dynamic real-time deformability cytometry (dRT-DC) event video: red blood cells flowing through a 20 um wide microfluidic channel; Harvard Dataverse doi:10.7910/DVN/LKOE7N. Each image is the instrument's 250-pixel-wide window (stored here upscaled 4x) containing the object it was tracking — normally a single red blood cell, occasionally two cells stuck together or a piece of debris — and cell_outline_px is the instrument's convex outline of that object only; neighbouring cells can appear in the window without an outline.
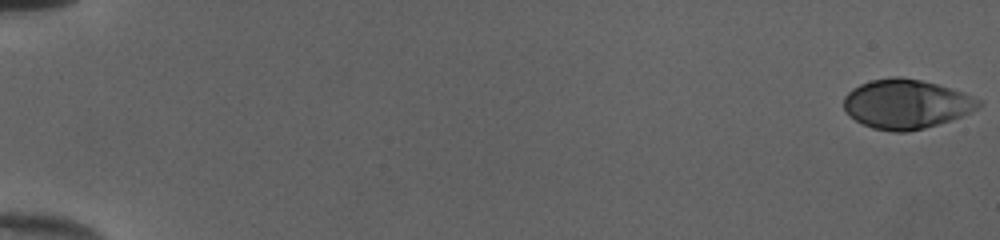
{"species": "human", "species_latin": "Homo sapiens", "temperature_condition": "cold", "stored_images_in_passage": 52, "camera_frame_rate_fps": 3000, "um_per_image_px": 0.085, "donor": {"sex": "female"}, "frame": {"image": 1, "passage_image": 1, "time_ms": 0.0, "image_size_px": [1000, 240], "cell_outline_px": [[984, 100], [976, 108], [952, 120], [924, 128], [908, 132], [892, 132], [872, 128], [856, 120], [844, 108], [844, 96], [852, 88], [860, 84], [872, 80], [892, 76], [900, 76], [920, 80], [936, 84], [964, 92]], "centroid_in_image_um": [77.03, 8.84], "position_along_channel_um": 8.0, "area_um2": 38.67}}
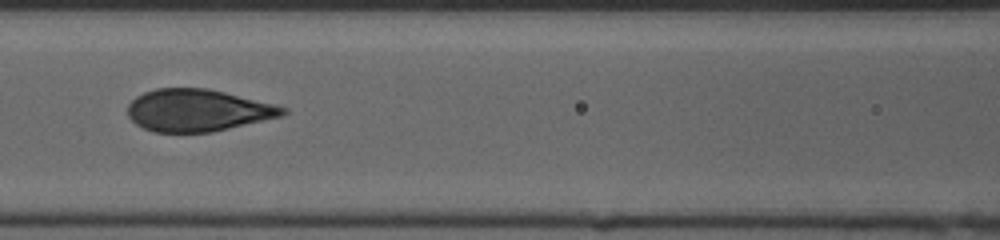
{"frame": {"image": 2, "passage_image": 26, "time_ms": 8.333, "image_size_px": [1000, 240], "cell_outline_px": [[288, 112], [284, 116], [212, 132], [152, 132], [136, 124], [128, 116], [128, 104], [136, 96], [144, 92], [156, 88], [208, 88], [288, 108]], "centroid_in_image_um": [16.8, 9.38], "position_along_channel_um": 149.8, "area_um2": 38.03}}
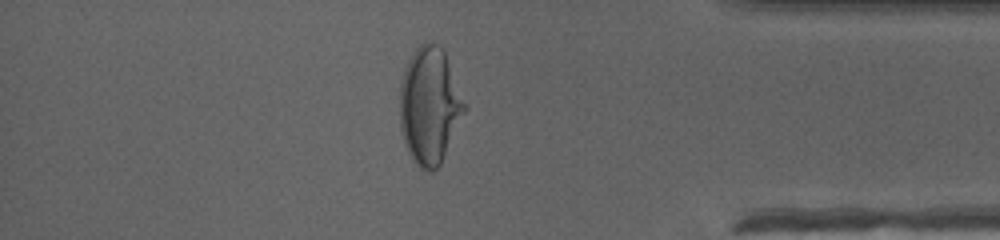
{"frame": {"image": 3, "passage_image": 46, "time_ms": 15.0, "image_size_px": [1000, 240], "cell_outline_px": [[468, 108], [440, 164], [432, 172], [428, 172], [420, 168], [412, 160], [404, 144], [400, 128], [400, 84], [404, 68], [412, 52], [424, 40], [440, 44], [444, 52], [468, 104]], "centroid_in_image_um": [36.53, 8.97], "position_along_channel_um": 398.7, "area_um2": 44.8}, "authors_computed_cell_mechanics": {"area_um2": 38.7838, "velocity_mm_per_s": 4.0425, "shape_relaxation_time_tau1_ms": 5.2619, "shape_relaxation_time_tau2_ms": null, "deformation_change_tau1": 0.231, "deformation_change_tau2": null}}